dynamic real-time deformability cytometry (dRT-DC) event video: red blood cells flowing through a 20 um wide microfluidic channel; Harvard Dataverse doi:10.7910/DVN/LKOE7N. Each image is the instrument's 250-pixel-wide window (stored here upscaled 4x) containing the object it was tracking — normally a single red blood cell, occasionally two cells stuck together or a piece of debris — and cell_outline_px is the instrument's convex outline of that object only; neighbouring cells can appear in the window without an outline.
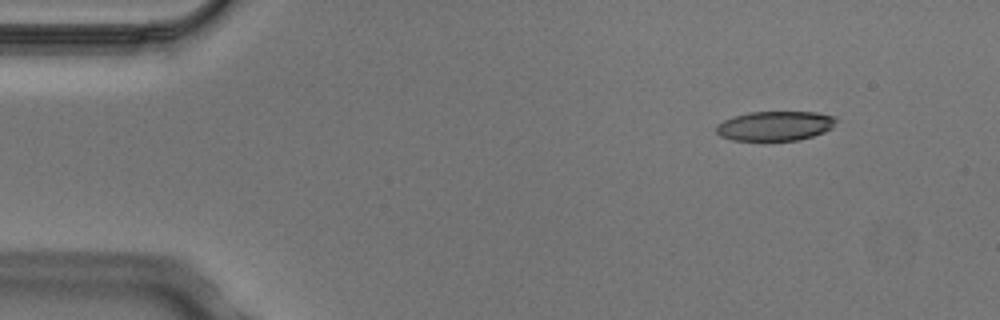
{"species": "Egyptian fruit bat (a non-hibernating species)", "species_latin": "Rousettus aegyptiacus", "temperature_condition": "cold", "stored_images_in_passage": 8, "camera_frame_rate_fps": 3000, "um_per_image_px": 0.085, "animal": {"sex": "male"}, "frame": {"image": 1, "passage_image": 1, "time_ms": 0.0, "image_size_px": [1000, 320], "cell_outline_px": [[836, 120], [832, 128], [824, 132], [812, 136], [796, 140], [732, 140], [720, 136], [716, 132], [716, 124], [732, 116], [748, 112], [816, 112], [836, 116]], "centroid_in_image_um": [65.86, 10.69], "position_along_channel_um": 19.1, "area_um2": 20.69}}
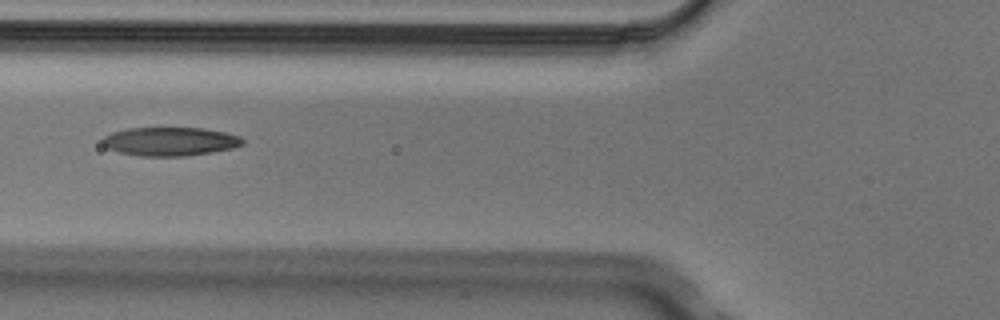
{"frame": {"image": 2, "passage_image": 5, "time_ms": 1.333, "image_size_px": [1000, 320], "cell_outline_px": [[244, 144], [232, 148], [212, 152], [184, 156], [140, 156], [120, 152], [108, 148], [104, 144], [104, 136], [112, 132], [128, 128], [204, 128], [224, 132], [240, 136], [244, 140]], "centroid_in_image_um": [14.49, 12.02], "position_along_channel_um": 111.3, "area_um2": 23.24}}
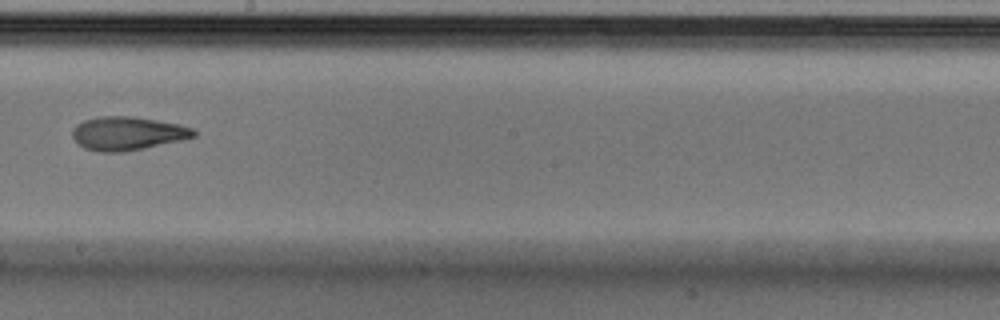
{"frame": {"image": 3, "passage_image": 8, "time_ms": 2.333, "image_size_px": [1000, 320], "cell_outline_px": [[196, 136], [180, 140], [144, 148], [124, 152], [100, 152], [84, 148], [72, 136], [72, 128], [76, 124], [84, 120], [100, 116], [132, 116], [180, 124], [192, 128], [196, 132]], "centroid_in_image_um": [10.82, 11.33], "position_along_channel_um": 237.4, "area_um2": 23.64}}